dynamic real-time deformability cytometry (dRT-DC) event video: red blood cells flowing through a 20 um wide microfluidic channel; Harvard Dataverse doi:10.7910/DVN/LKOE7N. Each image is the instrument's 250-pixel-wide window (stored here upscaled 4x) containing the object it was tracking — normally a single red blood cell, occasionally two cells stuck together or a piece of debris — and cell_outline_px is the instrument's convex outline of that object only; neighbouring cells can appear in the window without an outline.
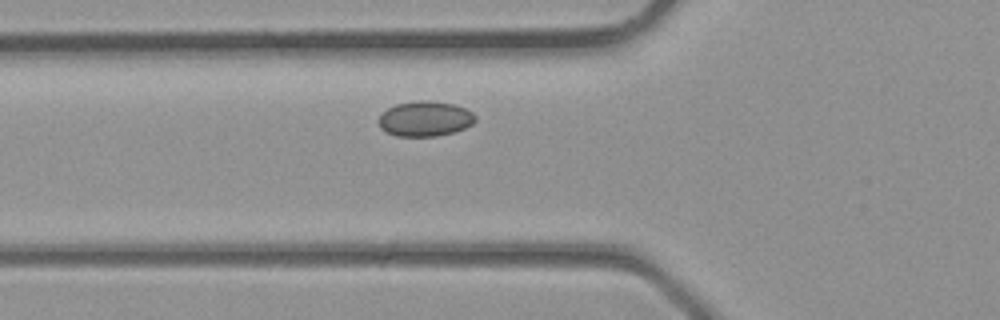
{"species": "common noctule bat (a hibernating species)", "species_latin": "Nyctalus noctula", "temperature_condition": "room temperature", "stored_images_in_passage": 2, "camera_frame_rate_fps": 3000, "um_per_image_px": 0.085, "animal": {"sex": "male", "body_mass_g": 23.1, "forearm_length_mm": 52.7}, "frame": {"image": 1, "passage_image": 2, "time_ms": 0.333, "image_size_px": [1000, 320], "cell_outline_px": [[476, 120], [472, 124], [464, 128], [452, 132], [436, 136], [396, 136], [380, 128], [376, 120], [380, 112], [396, 104], [420, 100], [428, 100], [452, 104], [464, 108], [472, 112], [476, 116]], "centroid_in_image_um": [36.08, 10.09], "position_along_channel_um": 89.7, "area_um2": 19.88}}